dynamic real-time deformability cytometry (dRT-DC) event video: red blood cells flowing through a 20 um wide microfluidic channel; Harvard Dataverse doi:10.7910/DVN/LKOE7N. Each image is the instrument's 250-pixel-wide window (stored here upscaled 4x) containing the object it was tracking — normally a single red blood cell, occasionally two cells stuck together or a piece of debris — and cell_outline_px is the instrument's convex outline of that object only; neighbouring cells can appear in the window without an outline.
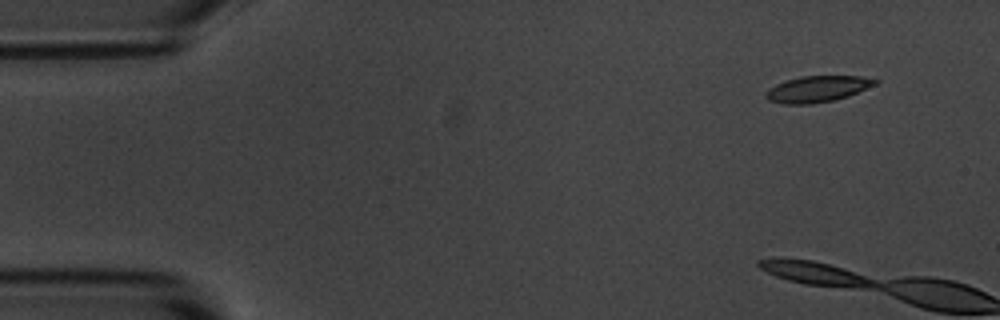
{"species": "common noctule bat (a hibernating species)", "species_latin": "Nyctalus noctula", "temperature_condition": "room temperature", "stored_images_in_passage": 6, "camera_frame_rate_fps": 3000, "um_per_image_px": 0.085, "animal": {"sex": "male", "body_mass_g": 20.1, "forearm_length_mm": 53.5}, "frame": {"image": 1, "passage_image": 2, "time_ms": 1.333, "image_size_px": [1000, 320], "cell_outline_px": [[880, 84], [848, 96], [832, 100], [812, 104], [784, 104], [768, 100], [764, 96], [764, 92], [768, 88], [776, 84], [800, 76], [860, 76], [880, 80]], "centroid_in_image_um": [69.5, 7.56], "position_along_channel_um": 15.5, "area_um2": 16.88}}
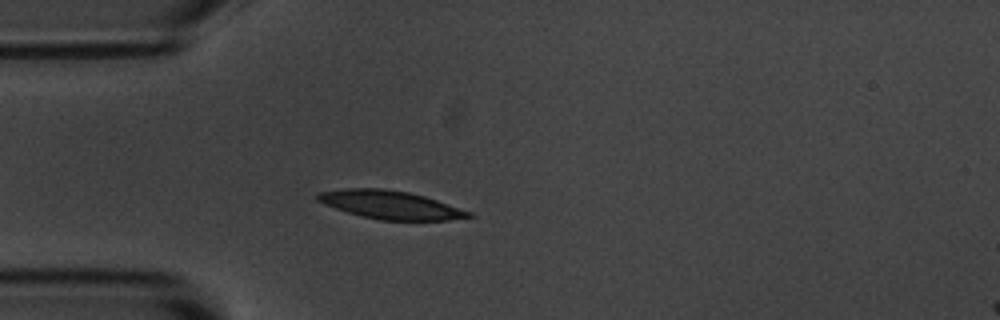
{"frame": {"image": 2, "passage_image": 6, "time_ms": 6.667, "image_size_px": [1000, 320], "cell_outline_px": [[476, 216], [448, 220], [380, 220], [360, 216], [324, 204], [316, 200], [316, 192], [344, 188], [384, 188], [408, 192], [424, 196], [472, 212]], "centroid_in_image_um": [33.16, 17.4], "position_along_channel_um": 51.8, "area_um2": 24.91}}